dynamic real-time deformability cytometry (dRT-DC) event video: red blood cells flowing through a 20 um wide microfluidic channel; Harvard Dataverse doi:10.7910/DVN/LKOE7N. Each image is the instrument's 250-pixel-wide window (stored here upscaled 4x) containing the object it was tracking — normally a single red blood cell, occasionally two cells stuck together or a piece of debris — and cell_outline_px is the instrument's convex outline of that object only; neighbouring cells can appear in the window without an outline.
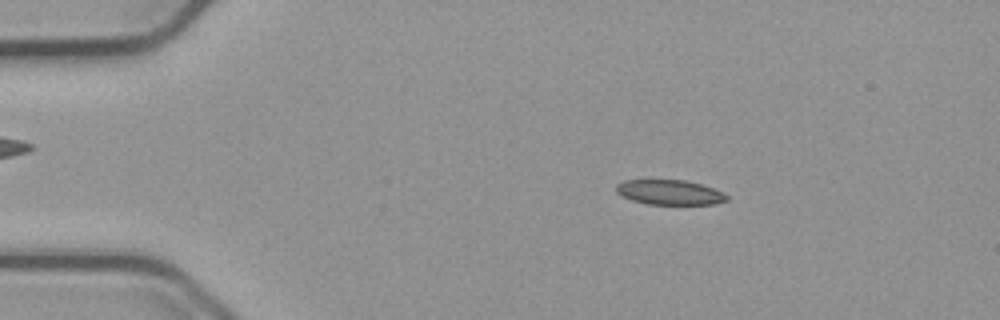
{"species": "common noctule bat (a hibernating species)", "species_latin": "Nyctalus noctula", "temperature_condition": "cold", "stored_images_in_passage": 53, "camera_frame_rate_fps": 3000, "um_per_image_px": 0.085, "animal": {"sex": "male", "body_mass_g": 23.1, "forearm_length_mm": 52.7}, "frame": {"image": 1, "passage_image": 8, "time_ms": 2.333, "image_size_px": [1000, 320], "cell_outline_px": [[728, 200], [712, 204], [648, 204], [632, 200], [620, 196], [616, 192], [616, 184], [624, 180], [684, 180], [700, 184], [724, 192], [728, 196]], "centroid_in_image_um": [56.89, 16.35], "position_along_channel_um": 28.1, "area_um2": 16.01}}
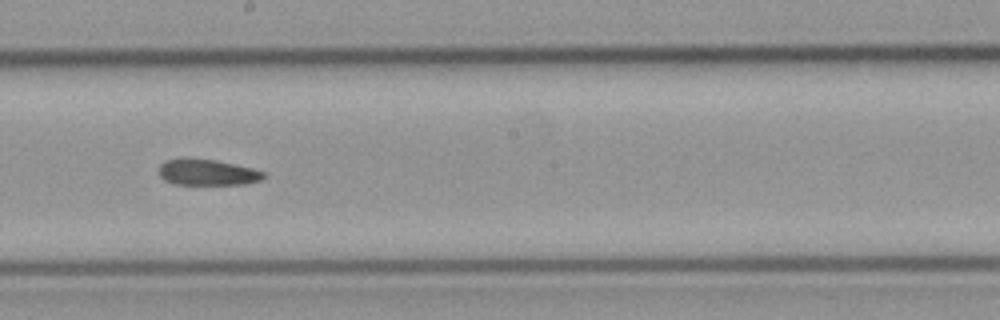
{"frame": {"image": 2, "passage_image": 29, "time_ms": 9.333, "image_size_px": [1000, 320], "cell_outline_px": [[264, 176], [260, 180], [244, 184], [172, 184], [164, 180], [160, 176], [160, 164], [164, 160], [184, 156], [216, 160], [252, 168], [264, 172]], "centroid_in_image_um": [17.55, 14.62], "position_along_channel_um": 230.6, "area_um2": 16.13}}
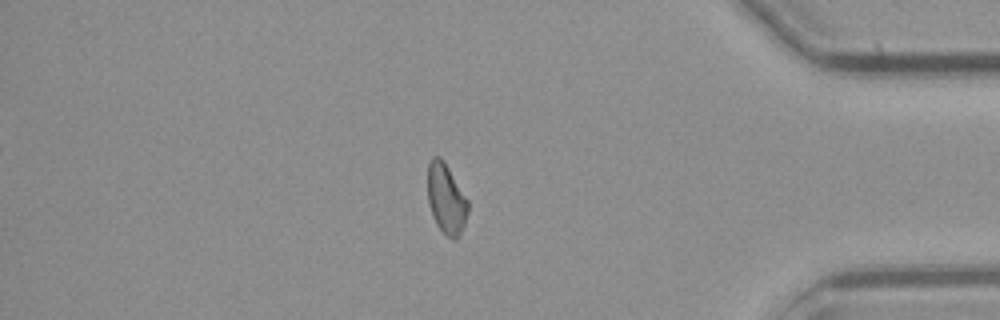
{"frame": {"image": 3, "passage_image": 45, "time_ms": 14.667, "image_size_px": [1000, 320], "cell_outline_px": [[468, 212], [460, 236], [456, 240], [452, 240], [436, 224], [432, 216], [428, 204], [428, 164], [432, 156], [440, 156], [444, 160], [468, 200]], "centroid_in_image_um": [37.92, 16.89], "position_along_channel_um": 397.3, "area_um2": 16.59}, "authors_computed_cell_mechanics": {"area_um2": 16.9354, "velocity_mm_per_s": 3.7598, "shape_relaxation_time_tau1_ms": null, "shape_relaxation_time_tau2_ms": 5.3749, "deformation_change_tau1": null, "deformation_change_tau2": 0.113}}